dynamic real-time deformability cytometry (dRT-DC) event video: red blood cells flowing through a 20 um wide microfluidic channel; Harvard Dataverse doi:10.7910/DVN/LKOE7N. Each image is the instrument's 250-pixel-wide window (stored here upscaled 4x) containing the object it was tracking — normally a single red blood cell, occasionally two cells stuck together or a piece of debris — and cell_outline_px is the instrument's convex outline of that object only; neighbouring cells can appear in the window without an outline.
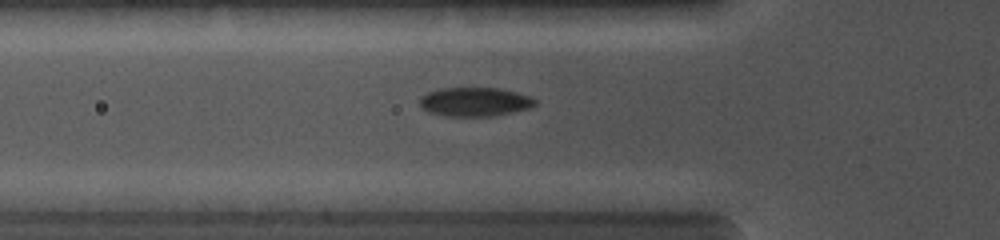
{"species": "common noctule bat (a hibernating species)", "species_latin": "Nyctalus noctula", "temperature_condition": "cold", "stored_images_in_passage": 36, "camera_frame_rate_fps": 5000, "um_per_image_px": 0.085, "animal": {"sex": "female", "body_mass_g": 19.0, "forearm_length_mm": 56.7}, "frame": {"image": 1, "passage_image": 13, "time_ms": 4.4, "image_size_px": [1000, 240], "cell_outline_px": [[536, 104], [528, 108], [492, 116], [444, 116], [428, 112], [420, 104], [420, 96], [428, 92], [440, 88], [500, 88], [516, 92], [528, 96], [536, 100]], "centroid_in_image_um": [40.32, 8.65], "position_along_channel_um": 85.5, "area_um2": 19.31}}
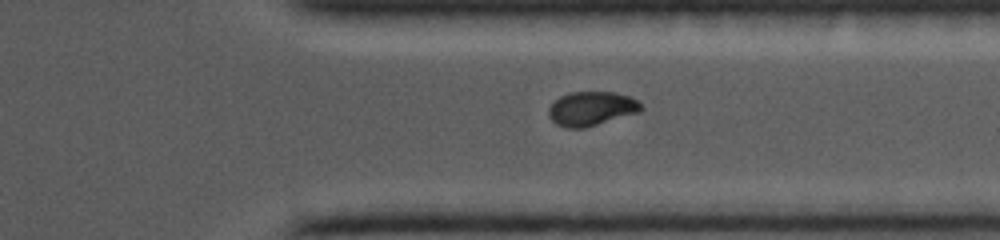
{"frame": {"image": 2, "passage_image": 29, "time_ms": 10.4, "image_size_px": [1000, 240], "cell_outline_px": [[644, 108], [640, 112], [584, 128], [568, 128], [556, 124], [548, 116], [548, 108], [560, 96], [568, 92], [616, 92], [628, 96], [636, 100]], "centroid_in_image_um": [50.26, 9.23], "position_along_channel_um": 361.1, "area_um2": 18.38}}
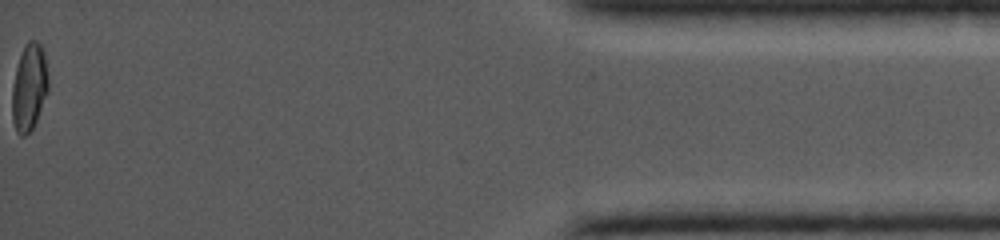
{"frame": {"image": 3, "passage_image": 36, "time_ms": 13.6, "image_size_px": [1000, 240], "cell_outline_px": [[48, 92], [36, 120], [32, 128], [24, 136], [20, 136], [16, 132], [12, 120], [12, 84], [16, 68], [24, 44], [28, 40], [36, 40], [40, 44], [44, 52], [48, 76]], "centroid_in_image_um": [2.47, 7.4], "position_along_channel_um": 432.7, "area_um2": 18.44}}